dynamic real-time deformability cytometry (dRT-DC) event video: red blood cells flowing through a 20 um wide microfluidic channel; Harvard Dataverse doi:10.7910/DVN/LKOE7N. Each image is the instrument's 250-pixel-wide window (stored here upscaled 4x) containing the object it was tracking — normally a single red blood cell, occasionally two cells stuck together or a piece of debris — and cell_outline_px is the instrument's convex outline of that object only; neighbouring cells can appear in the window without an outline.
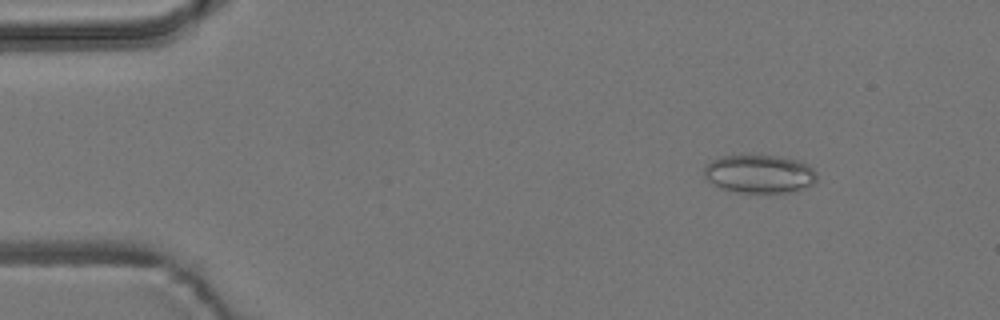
{"species": "common noctule bat (a hibernating species)", "species_latin": "Nyctalus noctula", "temperature_condition": "room temperature", "stored_images_in_passage": 55, "camera_frame_rate_fps": 3000, "um_per_image_px": 0.085, "animal": {"sex": "male", "body_mass_g": 19.2, "forearm_length_mm": 51.8}, "frame": {"image": 1, "passage_image": 7, "time_ms": 2.0, "image_size_px": [1000, 320], "cell_outline_px": [[816, 180], [812, 184], [788, 192], [736, 192], [720, 188], [708, 180], [704, 176], [704, 168], [712, 160], [720, 156], [780, 156], [800, 160], [808, 164], [816, 172]], "centroid_in_image_um": [64.55, 14.77], "position_along_channel_um": 20.5, "area_um2": 24.91}}
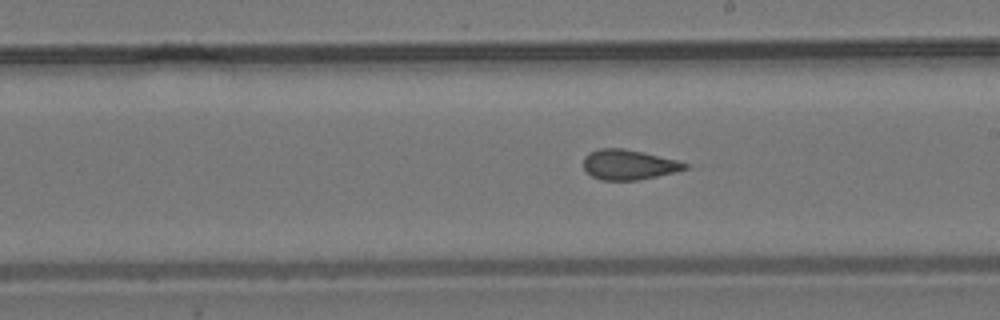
{"frame": {"image": 2, "passage_image": 31, "time_ms": 10.0, "image_size_px": [1000, 320], "cell_outline_px": [[688, 168], [676, 172], [640, 180], [600, 180], [592, 176], [584, 168], [584, 156], [588, 152], [600, 148], [624, 148], [676, 160], [688, 164]], "centroid_in_image_um": [53.42, 14.0], "position_along_channel_um": 235.6, "area_um2": 17.74}}
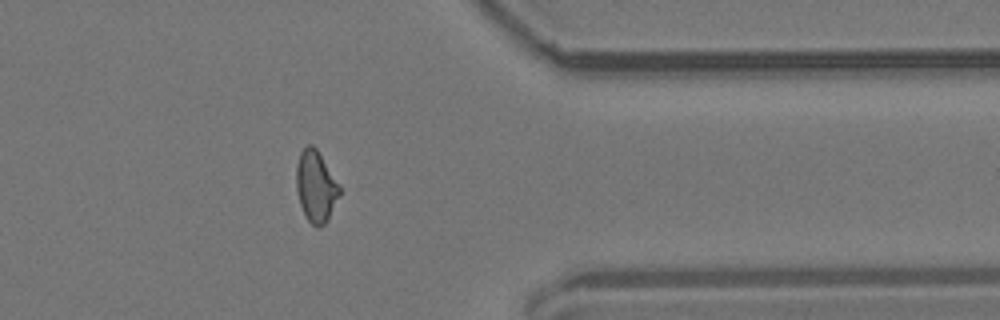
{"frame": {"image": 3, "passage_image": 44, "time_ms": 14.333, "image_size_px": [1000, 320], "cell_outline_px": [[340, 196], [328, 220], [320, 228], [316, 228], [308, 220], [300, 204], [296, 188], [296, 164], [300, 152], [308, 144], [312, 144], [316, 148], [340, 188]], "centroid_in_image_um": [26.83, 15.87], "position_along_channel_um": 384.6, "area_um2": 17.8}, "authors_computed_cell_mechanics": {"area_um2": 18.2648, "velocity_mm_per_s": 3.7739, "shape_relaxation_time_tau1_ms": null, "shape_relaxation_time_tau2_ms": 1.9801, "deformation_change_tau1": null, "deformation_change_tau2": 0.078}}